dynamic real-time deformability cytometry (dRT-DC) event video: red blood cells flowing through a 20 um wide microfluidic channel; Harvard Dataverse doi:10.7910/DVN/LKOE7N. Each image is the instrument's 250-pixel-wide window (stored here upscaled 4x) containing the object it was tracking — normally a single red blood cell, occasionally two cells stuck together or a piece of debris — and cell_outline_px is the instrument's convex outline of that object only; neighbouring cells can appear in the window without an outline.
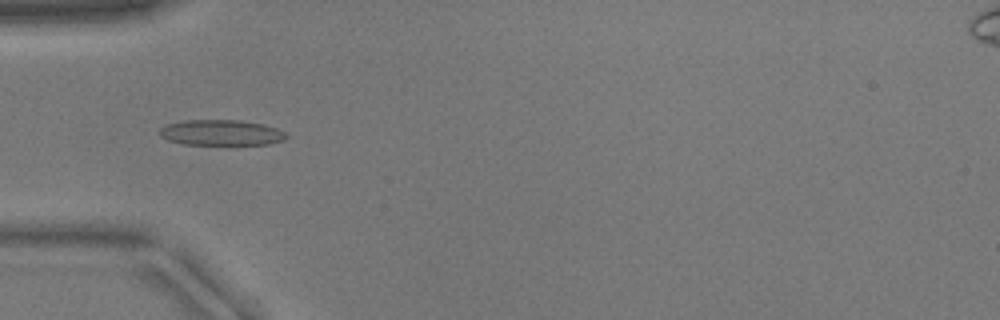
{"species": "common noctule bat (a hibernating species)", "species_latin": "Nyctalus noctula", "temperature_condition": "warm", "stored_images_in_passage": 52, "camera_frame_rate_fps": 3000, "um_per_image_px": 0.085, "animal": {"sex": "male", "body_mass_g": 17.9}, "frame": {"image": 1, "passage_image": 17, "time_ms": 5.333, "image_size_px": [1000, 320], "cell_outline_px": [[288, 136], [284, 140], [268, 144], [184, 144], [168, 140], [160, 136], [160, 128], [164, 124], [188, 120], [240, 120], [264, 124], [276, 128], [284, 132]], "centroid_in_image_um": [18.79, 11.27], "position_along_channel_um": 66.2, "area_um2": 18.84}}
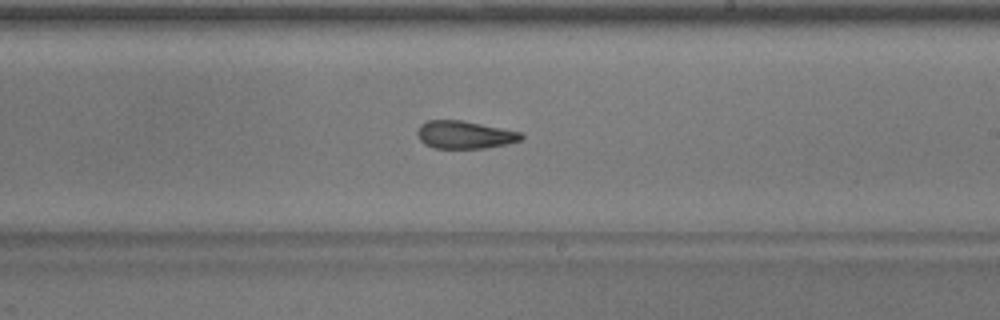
{"frame": {"image": 2, "passage_image": 31, "time_ms": 10.0, "image_size_px": [1000, 320], "cell_outline_px": [[524, 136], [520, 140], [508, 144], [484, 148], [432, 148], [424, 144], [420, 140], [416, 132], [420, 124], [428, 120], [460, 120], [520, 132]], "centroid_in_image_um": [39.45, 11.46], "position_along_channel_um": 249.6, "area_um2": 16.7}}
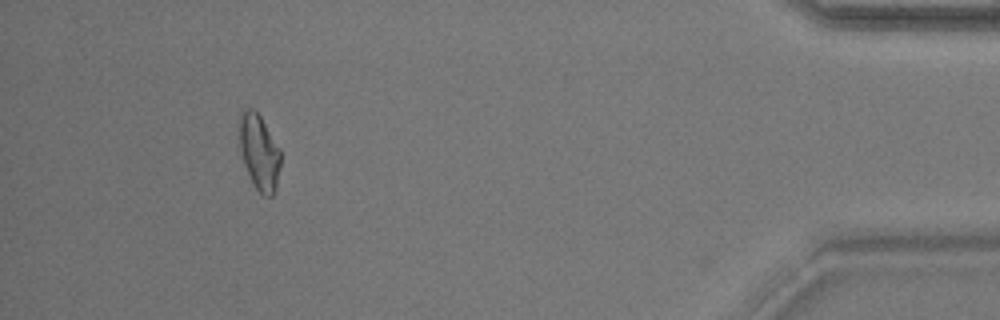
{"frame": {"image": 3, "passage_image": 48, "time_ms": 15.667, "image_size_px": [1000, 320], "cell_outline_px": [[280, 164], [276, 188], [272, 196], [264, 196], [252, 184], [244, 164], [240, 152], [236, 136], [236, 120], [240, 112], [244, 108], [252, 108], [260, 116], [280, 148]], "centroid_in_image_um": [21.95, 12.86], "position_along_channel_um": 413.2, "area_um2": 18.9}}